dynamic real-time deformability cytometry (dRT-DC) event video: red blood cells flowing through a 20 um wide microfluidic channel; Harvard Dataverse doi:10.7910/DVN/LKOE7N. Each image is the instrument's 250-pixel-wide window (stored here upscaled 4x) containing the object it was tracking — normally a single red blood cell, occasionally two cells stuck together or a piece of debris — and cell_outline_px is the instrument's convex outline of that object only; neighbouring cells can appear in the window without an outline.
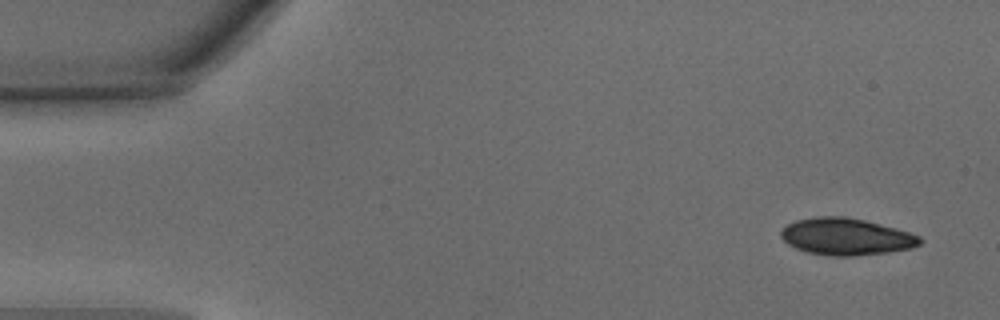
{"species": "common noctule bat (a hibernating species)", "species_latin": "Nyctalus noctula", "temperature_condition": "warm", "stored_images_in_passage": 44, "segment_of_instrument_passage": [1, 2], "camera_frame_rate_fps": 3000, "um_per_image_px": 0.085, "animal": {"sex": "male", "body_mass_g": 15.6}, "frame": {"image": 1, "passage_image": 1, "time_ms": 0.0, "image_size_px": [1000, 320], "cell_outline_px": [[924, 240], [920, 244], [912, 248], [888, 252], [852, 256], [832, 256], [808, 252], [796, 248], [788, 244], [780, 236], [780, 232], [788, 224], [796, 220], [816, 216], [844, 216], [864, 220], [896, 228], [920, 236]], "centroid_in_image_um": [71.93, 20.11], "position_along_channel_um": 13.1, "area_um2": 29.82}}